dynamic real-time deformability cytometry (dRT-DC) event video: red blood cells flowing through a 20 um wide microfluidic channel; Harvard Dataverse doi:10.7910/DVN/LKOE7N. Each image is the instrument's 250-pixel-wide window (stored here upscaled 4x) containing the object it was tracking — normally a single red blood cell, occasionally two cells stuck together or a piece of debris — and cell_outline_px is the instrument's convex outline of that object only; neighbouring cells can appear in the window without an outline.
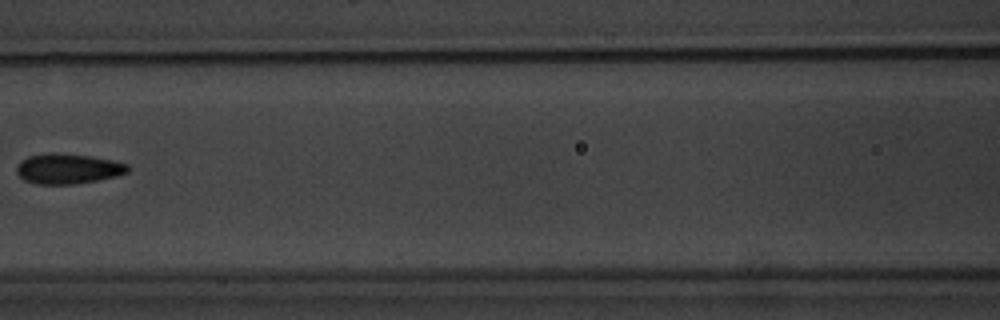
{"species": "common noctule bat (a hibernating species)", "species_latin": "Nyctalus noctula", "temperature_condition": "warm", "stored_images_in_passage": 12, "camera_frame_rate_fps": 3000, "um_per_image_px": 0.085, "animal": {"sex": "male", "body_mass_g": 20.1, "forearm_length_mm": 53.5}, "frame": {"image": 1, "passage_image": 4, "time_ms": 3.667, "image_size_px": [1000, 320], "cell_outline_px": [[128, 172], [116, 176], [76, 184], [36, 184], [24, 180], [16, 172], [16, 168], [20, 160], [28, 156], [52, 152], [56, 152], [92, 156], [112, 160], [128, 164]], "centroid_in_image_um": [5.75, 14.33], "position_along_channel_um": 160.9, "area_um2": 19.65}}
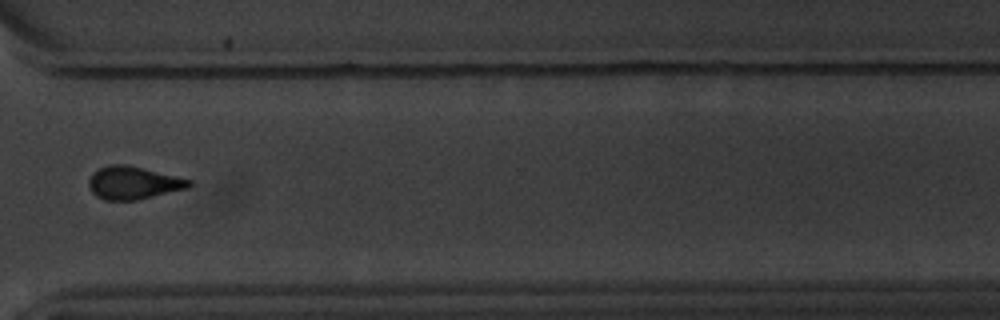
{"frame": {"image": 2, "passage_image": 9, "time_ms": 9.333, "image_size_px": [1000, 320], "cell_outline_px": [[192, 184], [188, 188], [136, 200], [104, 200], [96, 196], [92, 192], [88, 184], [88, 180], [100, 168], [108, 164], [128, 164], [192, 180]], "centroid_in_image_um": [11.33, 15.54], "position_along_channel_um": 359.3, "area_um2": 19.07}, "authors_computed_cell_mechanics": {"area_um2": 18.785, "velocity_mm_per_s": 3.5158, "shape_relaxation_time_tau1_ms": 2.5939, "shape_relaxation_time_tau2_ms": 2.7266, "deformation_change_tau1": 0.1141, "deformation_change_tau2": 0.1058}}